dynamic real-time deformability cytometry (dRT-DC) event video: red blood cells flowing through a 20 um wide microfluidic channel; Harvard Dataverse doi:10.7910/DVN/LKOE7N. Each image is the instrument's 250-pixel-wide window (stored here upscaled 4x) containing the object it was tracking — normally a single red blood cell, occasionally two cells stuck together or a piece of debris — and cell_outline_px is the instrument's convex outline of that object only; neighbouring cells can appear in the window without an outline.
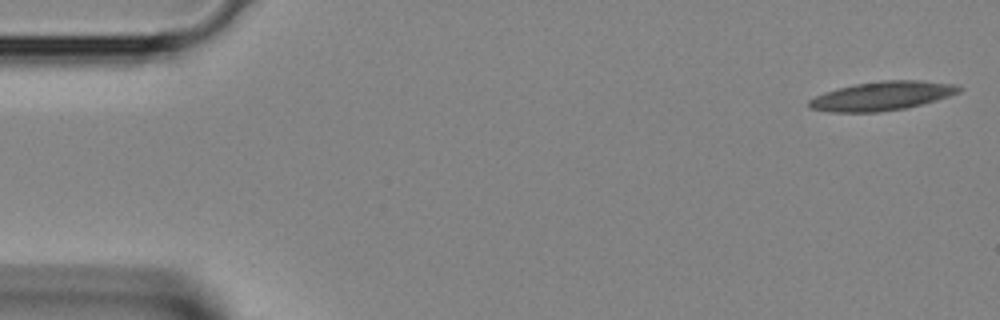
{"species": "Egyptian fruit bat (a non-hibernating species)", "species_latin": "Rousettus aegyptiacus", "temperature_condition": "room temperature", "stored_images_in_passage": 39, "camera_frame_rate_fps": 3000, "um_per_image_px": 0.085, "animal": {"sex": "female"}, "frame": {"image": 1, "passage_image": 1, "time_ms": 0.0, "image_size_px": [1000, 320], "cell_outline_px": [[964, 88], [960, 92], [936, 100], [904, 108], [880, 112], [832, 112], [808, 108], [808, 100], [824, 92], [836, 88], [856, 84], [880, 80], [920, 80], [956, 84]], "centroid_in_image_um": [74.96, 8.15], "position_along_channel_um": 10.0, "area_um2": 25.32}}
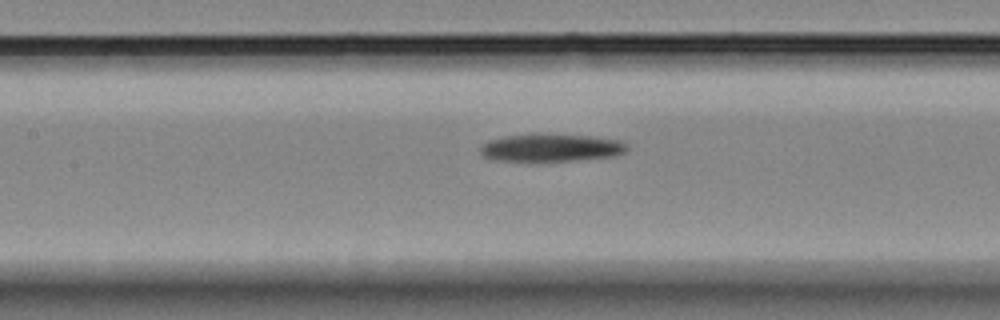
{"frame": {"image": 2, "passage_image": 17, "time_ms": 5.333, "image_size_px": [1000, 320], "cell_outline_px": [[628, 148], [624, 152], [616, 156], [576, 160], [532, 164], [492, 160], [480, 156], [480, 148], [488, 140], [504, 136], [536, 132], [592, 136], [620, 140], [628, 144]], "centroid_in_image_um": [46.76, 12.58], "position_along_channel_um": 160.6, "area_um2": 25.32}}
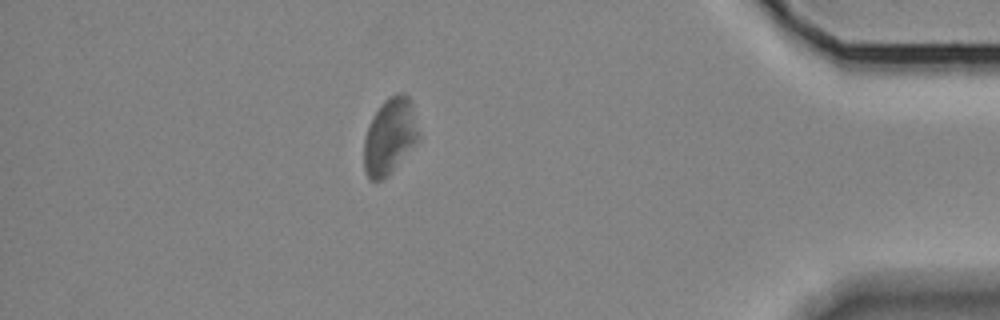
{"frame": {"image": 3, "passage_image": 34, "time_ms": 11.0, "image_size_px": [1000, 320], "cell_outline_px": [[420, 140], [388, 176], [380, 180], [368, 180], [364, 168], [364, 140], [372, 116], [380, 104], [384, 100], [396, 92], [404, 92], [412, 100], [420, 136]], "centroid_in_image_um": [33.16, 11.56], "position_along_channel_um": 402.0, "area_um2": 24.74}}